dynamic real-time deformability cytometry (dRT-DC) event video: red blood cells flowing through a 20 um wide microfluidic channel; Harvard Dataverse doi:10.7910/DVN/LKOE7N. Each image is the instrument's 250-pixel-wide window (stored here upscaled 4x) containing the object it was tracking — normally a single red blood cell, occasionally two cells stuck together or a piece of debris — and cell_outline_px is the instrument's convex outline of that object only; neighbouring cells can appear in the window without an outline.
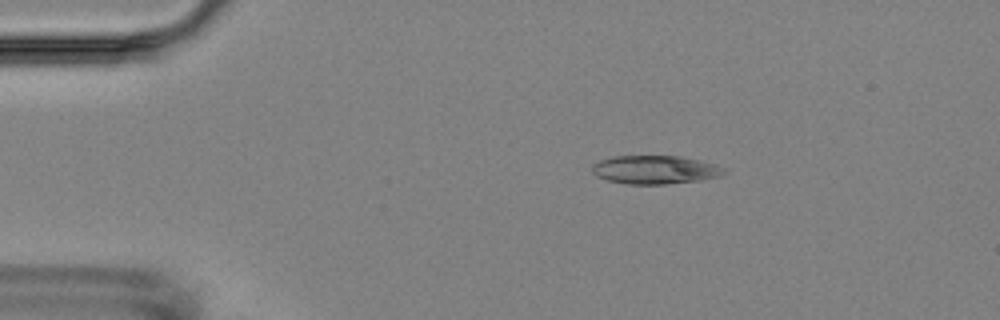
{"species": "Egyptian fruit bat (a non-hibernating species)", "species_latin": "Rousettus aegyptiacus", "temperature_condition": "room temperature", "stored_images_in_passage": 4, "camera_frame_rate_fps": 3000, "um_per_image_px": 0.085, "animal": {"sex": "female"}, "frame": {"image": 1, "passage_image": 1, "time_ms": 0.0, "image_size_px": [1000, 320], "cell_outline_px": [[728, 172], [720, 176], [700, 180], [664, 184], [628, 184], [608, 180], [596, 176], [592, 172], [592, 164], [600, 160], [612, 156], [680, 156], [716, 164], [724, 168]], "centroid_in_image_um": [55.68, 14.42], "position_along_channel_um": 29.3, "area_um2": 21.91}}
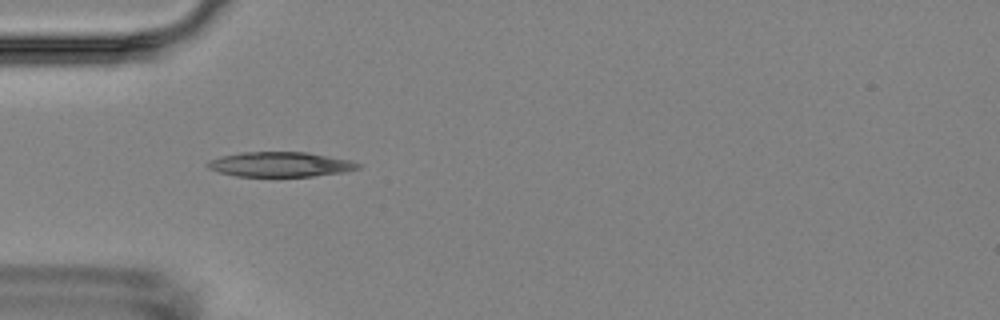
{"frame": {"image": 2, "passage_image": 3, "time_ms": 2.333, "image_size_px": [1000, 320], "cell_outline_px": [[360, 168], [344, 172], [312, 176], [236, 176], [220, 172], [208, 168], [204, 164], [208, 160], [220, 156], [240, 152], [308, 152], [348, 160], [360, 164]], "centroid_in_image_um": [23.77, 13.96], "position_along_channel_um": 61.2, "area_um2": 21.73}}